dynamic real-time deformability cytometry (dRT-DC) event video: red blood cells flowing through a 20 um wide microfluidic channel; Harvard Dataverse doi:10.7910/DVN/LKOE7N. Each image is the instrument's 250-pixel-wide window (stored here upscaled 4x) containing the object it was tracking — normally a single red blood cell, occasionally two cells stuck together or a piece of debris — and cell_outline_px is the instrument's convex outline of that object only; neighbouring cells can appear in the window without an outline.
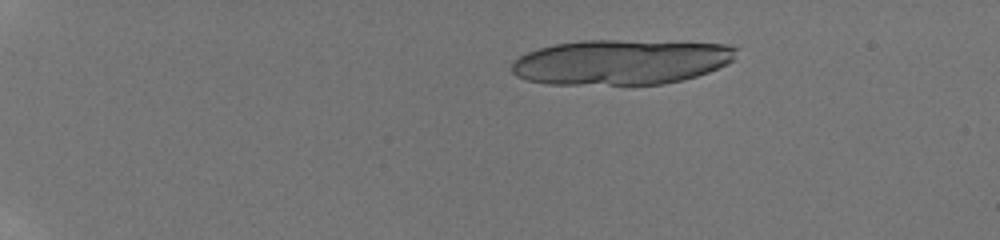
{"species": "human", "species_latin": "Homo sapiens", "temperature_condition": "room temperature", "stored_images_in_passage": 41, "camera_frame_rate_fps": 3000, "um_per_image_px": 0.085, "donor": {"sex": "male"}, "frame": {"image": 1, "passage_image": 3, "time_ms": 1.667, "image_size_px": [1000, 240], "cell_outline_px": [[736, 48], [732, 60], [728, 64], [708, 72], [684, 80], [664, 84], [548, 84], [528, 80], [516, 76], [512, 72], [512, 64], [520, 56], [528, 52], [540, 48], [556, 44], [580, 40], [616, 40], [728, 44]], "centroid_in_image_um": [52.79, 5.28], "position_along_channel_um": 32.2, "area_um2": 58.78}}
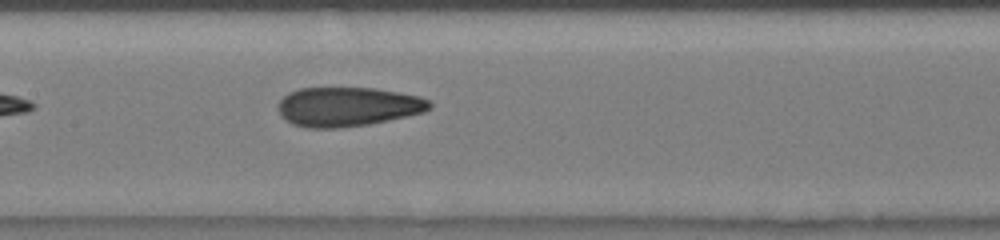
{"frame": {"image": 2, "passage_image": 17, "time_ms": 8.667, "image_size_px": [1000, 240], "cell_outline_px": [[432, 108], [424, 112], [388, 120], [368, 124], [340, 128], [304, 128], [292, 124], [280, 116], [280, 100], [288, 92], [300, 88], [376, 88], [400, 92], [420, 96], [428, 100], [432, 104]], "centroid_in_image_um": [29.57, 9.07], "position_along_channel_um": 177.8, "area_um2": 34.8}}
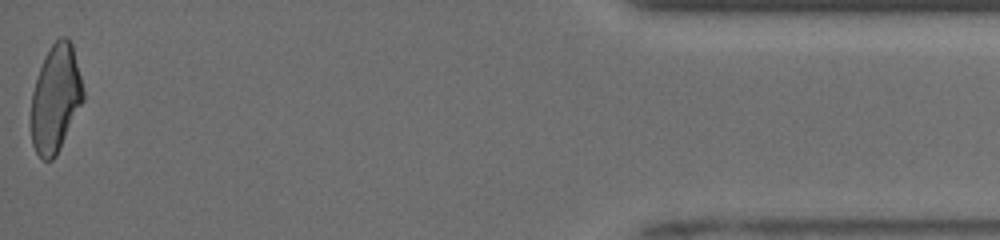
{"frame": {"image": 3, "passage_image": 41, "time_ms": 16.667, "image_size_px": [1000, 240], "cell_outline_px": [[84, 100], [56, 156], [52, 160], [44, 160], [36, 152], [32, 144], [32, 92], [44, 56], [52, 44], [60, 36], [64, 36], [72, 44], [84, 92]], "centroid_in_image_um": [4.73, 8.38], "position_along_channel_um": 430.5, "area_um2": 32.14}, "authors_computed_cell_mechanics": {"area_um2": 34.6222, "velocity_mm_per_s": 3.9707, "shape_relaxation_time_tau1_ms": null, "shape_relaxation_time_tau2_ms": 1.2547, "deformation_change_tau1": null, "deformation_change_tau2": 0.0851}}